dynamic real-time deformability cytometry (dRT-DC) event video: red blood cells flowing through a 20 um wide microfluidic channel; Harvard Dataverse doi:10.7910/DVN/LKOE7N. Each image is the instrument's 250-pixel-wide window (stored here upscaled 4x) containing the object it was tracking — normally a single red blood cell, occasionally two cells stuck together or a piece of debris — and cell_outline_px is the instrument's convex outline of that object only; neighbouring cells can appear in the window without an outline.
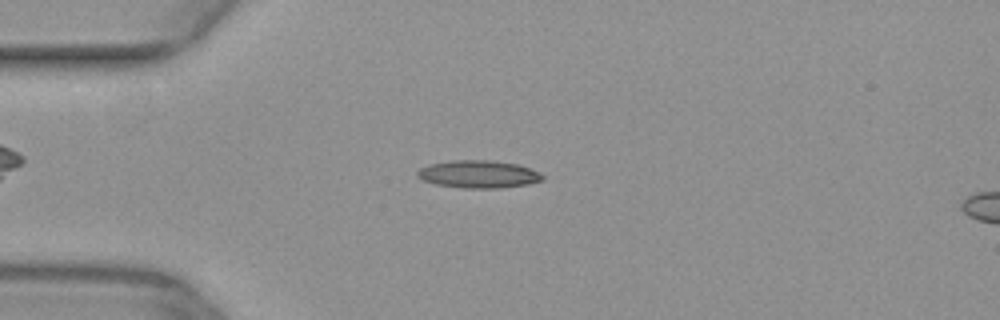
{"species": "common noctule bat (a hibernating species)", "species_latin": "Nyctalus noctula", "temperature_condition": "warm", "stored_images_in_passage": 27, "camera_frame_rate_fps": 3000, "um_per_image_px": 0.085, "animal": {"sex": "female", "body_mass_g": 29.2, "forearm_length_mm": 56.3}, "frame": {"image": 1, "passage_image": 9, "time_ms": 2.667, "image_size_px": [1000, 320], "cell_outline_px": [[544, 180], [528, 184], [500, 188], [460, 188], [436, 184], [424, 180], [416, 176], [416, 172], [420, 168], [428, 164], [452, 160], [492, 160], [516, 164], [540, 172], [544, 176]], "centroid_in_image_um": [40.66, 14.8], "position_along_channel_um": 44.3, "area_um2": 20.23}}
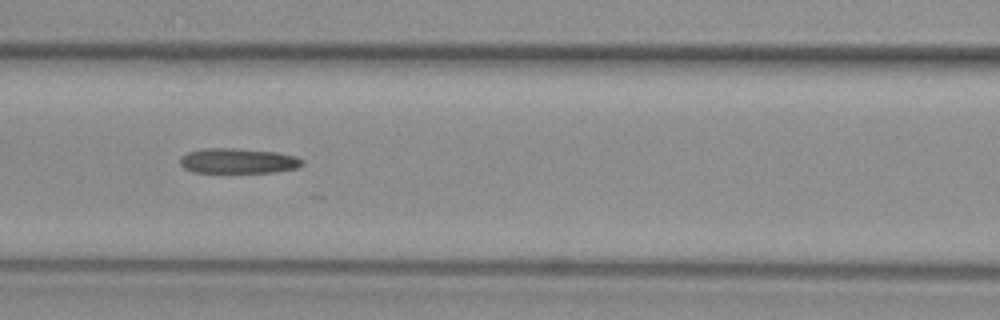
{"frame": {"image": 2, "passage_image": 18, "time_ms": 5.667, "image_size_px": [1000, 320], "cell_outline_px": [[304, 164], [296, 168], [276, 172], [192, 172], [184, 168], [180, 164], [180, 156], [188, 152], [204, 148], [232, 148], [276, 152], [296, 156], [304, 160]], "centroid_in_image_um": [20.23, 13.67], "position_along_channel_um": 146.4, "area_um2": 17.92}}
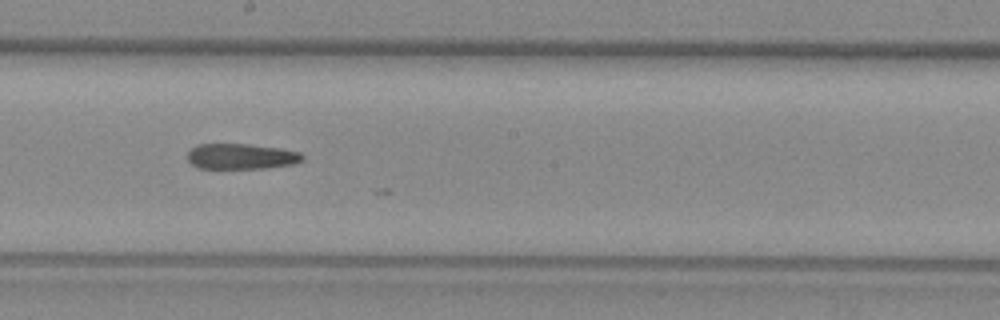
{"frame": {"image": 3, "passage_image": 24, "time_ms": 7.667, "image_size_px": [1000, 320], "cell_outline_px": [[304, 160], [296, 164], [268, 168], [200, 168], [192, 164], [188, 160], [188, 152], [196, 144], [248, 144], [280, 148], [300, 152], [304, 156]], "centroid_in_image_um": [20.55, 13.29], "position_along_channel_um": 227.7, "area_um2": 17.22}}